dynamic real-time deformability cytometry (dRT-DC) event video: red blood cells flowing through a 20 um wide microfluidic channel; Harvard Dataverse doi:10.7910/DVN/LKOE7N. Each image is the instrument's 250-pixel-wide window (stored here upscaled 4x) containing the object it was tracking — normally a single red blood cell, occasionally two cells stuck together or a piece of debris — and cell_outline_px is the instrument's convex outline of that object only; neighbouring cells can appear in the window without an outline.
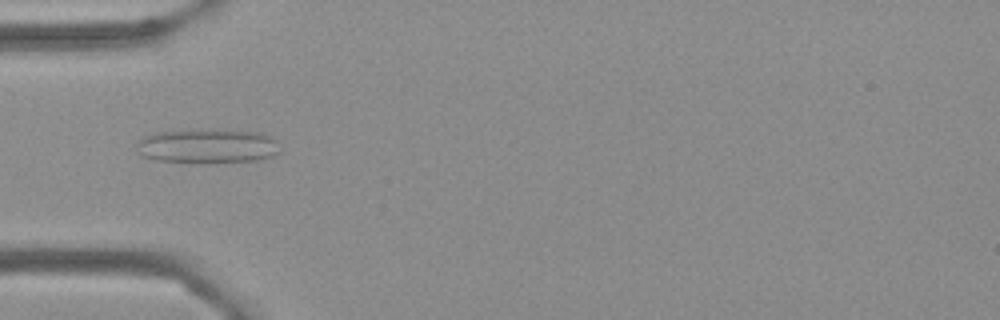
{"species": "Egyptian fruit bat (a non-hibernating species)", "species_latin": "Rousettus aegyptiacus", "temperature_condition": "cold", "stored_images_in_passage": 55, "camera_frame_rate_fps": 3000, "um_per_image_px": 0.085, "frame": {"image": 1, "passage_image": 17, "time_ms": 5.333, "image_size_px": [1000, 320], "cell_outline_px": [[280, 152], [272, 156], [256, 160], [200, 164], [196, 164], [156, 160], [140, 156], [136, 152], [136, 140], [152, 132], [260, 132], [272, 136], [276, 140]], "centroid_in_image_um": [17.57, 12.48], "position_along_channel_um": 67.4, "area_um2": 28.44}}
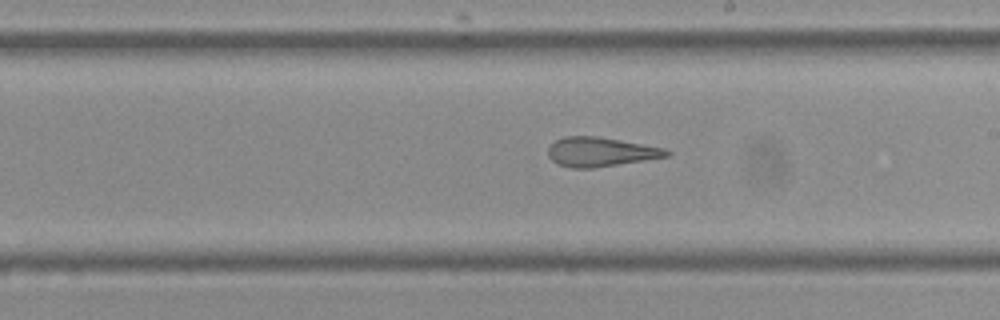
{"frame": {"image": 2, "passage_image": 31, "time_ms": 10.0, "image_size_px": [1000, 320], "cell_outline_px": [[672, 152], [668, 156], [644, 160], [592, 168], [572, 168], [556, 164], [548, 156], [548, 148], [556, 140], [564, 136], [596, 136], [620, 140], [664, 148]], "centroid_in_image_um": [51.01, 12.91], "position_along_channel_um": 238.0, "area_um2": 20.06}}
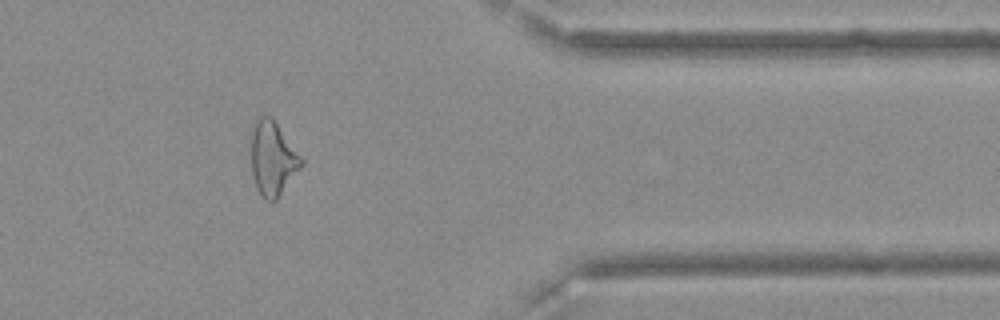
{"frame": {"image": 3, "passage_image": 45, "time_ms": 14.667, "image_size_px": [1000, 320], "cell_outline_px": [[304, 164], [276, 200], [264, 200], [256, 188], [252, 172], [252, 132], [256, 120], [260, 116], [272, 116], [276, 120], [304, 160]], "centroid_in_image_um": [23.2, 13.46], "position_along_channel_um": 388.2, "area_um2": 21.73}, "authors_computed_cell_mechanics": {"area_um2": 23.1778, "velocity_mm_per_s": 3.6378, "shape_relaxation_time_tau1_ms": null, "shape_relaxation_time_tau2_ms": 2.2575, "deformation_change_tau1": null, "deformation_change_tau2": 0.1266}}